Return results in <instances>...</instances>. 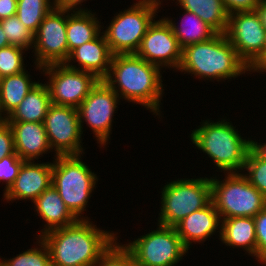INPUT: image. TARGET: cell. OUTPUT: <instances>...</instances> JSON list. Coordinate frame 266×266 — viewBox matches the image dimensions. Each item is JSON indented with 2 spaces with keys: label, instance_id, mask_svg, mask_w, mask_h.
I'll return each mask as SVG.
<instances>
[{
  "label": "cell",
  "instance_id": "cell-30",
  "mask_svg": "<svg viewBox=\"0 0 266 266\" xmlns=\"http://www.w3.org/2000/svg\"><path fill=\"white\" fill-rule=\"evenodd\" d=\"M41 247L29 249L22 254L17 255L15 258L4 260L6 266H52L50 253L46 244L41 240ZM44 252H43V251Z\"/></svg>",
  "mask_w": 266,
  "mask_h": 266
},
{
  "label": "cell",
  "instance_id": "cell-15",
  "mask_svg": "<svg viewBox=\"0 0 266 266\" xmlns=\"http://www.w3.org/2000/svg\"><path fill=\"white\" fill-rule=\"evenodd\" d=\"M135 54L148 63L159 67L164 64L178 70L182 60V49L166 19L155 21L149 26Z\"/></svg>",
  "mask_w": 266,
  "mask_h": 266
},
{
  "label": "cell",
  "instance_id": "cell-10",
  "mask_svg": "<svg viewBox=\"0 0 266 266\" xmlns=\"http://www.w3.org/2000/svg\"><path fill=\"white\" fill-rule=\"evenodd\" d=\"M225 35L249 68L266 51V31L256 11L230 14Z\"/></svg>",
  "mask_w": 266,
  "mask_h": 266
},
{
  "label": "cell",
  "instance_id": "cell-13",
  "mask_svg": "<svg viewBox=\"0 0 266 266\" xmlns=\"http://www.w3.org/2000/svg\"><path fill=\"white\" fill-rule=\"evenodd\" d=\"M51 149L56 155H80L81 127L78 110L70 106L51 104L44 120Z\"/></svg>",
  "mask_w": 266,
  "mask_h": 266
},
{
  "label": "cell",
  "instance_id": "cell-33",
  "mask_svg": "<svg viewBox=\"0 0 266 266\" xmlns=\"http://www.w3.org/2000/svg\"><path fill=\"white\" fill-rule=\"evenodd\" d=\"M25 161L18 155H10L0 160V180L6 181V190L13 185Z\"/></svg>",
  "mask_w": 266,
  "mask_h": 266
},
{
  "label": "cell",
  "instance_id": "cell-25",
  "mask_svg": "<svg viewBox=\"0 0 266 266\" xmlns=\"http://www.w3.org/2000/svg\"><path fill=\"white\" fill-rule=\"evenodd\" d=\"M36 84L37 82L31 83L25 71L2 77L0 79V116L4 111L8 116Z\"/></svg>",
  "mask_w": 266,
  "mask_h": 266
},
{
  "label": "cell",
  "instance_id": "cell-37",
  "mask_svg": "<svg viewBox=\"0 0 266 266\" xmlns=\"http://www.w3.org/2000/svg\"><path fill=\"white\" fill-rule=\"evenodd\" d=\"M18 0H0V20L16 15Z\"/></svg>",
  "mask_w": 266,
  "mask_h": 266
},
{
  "label": "cell",
  "instance_id": "cell-40",
  "mask_svg": "<svg viewBox=\"0 0 266 266\" xmlns=\"http://www.w3.org/2000/svg\"><path fill=\"white\" fill-rule=\"evenodd\" d=\"M256 12L258 13L263 27L266 31V0H261L260 4L256 8Z\"/></svg>",
  "mask_w": 266,
  "mask_h": 266
},
{
  "label": "cell",
  "instance_id": "cell-35",
  "mask_svg": "<svg viewBox=\"0 0 266 266\" xmlns=\"http://www.w3.org/2000/svg\"><path fill=\"white\" fill-rule=\"evenodd\" d=\"M10 155H17L14 147L13 131L8 122L3 119L0 121V160Z\"/></svg>",
  "mask_w": 266,
  "mask_h": 266
},
{
  "label": "cell",
  "instance_id": "cell-43",
  "mask_svg": "<svg viewBox=\"0 0 266 266\" xmlns=\"http://www.w3.org/2000/svg\"><path fill=\"white\" fill-rule=\"evenodd\" d=\"M138 4L151 5V6H154L156 8H158V6L160 5L158 0H141V1H138Z\"/></svg>",
  "mask_w": 266,
  "mask_h": 266
},
{
  "label": "cell",
  "instance_id": "cell-19",
  "mask_svg": "<svg viewBox=\"0 0 266 266\" xmlns=\"http://www.w3.org/2000/svg\"><path fill=\"white\" fill-rule=\"evenodd\" d=\"M219 219H221L220 215L211 202L206 207L186 216L174 228L183 245L189 249L190 241L200 242L210 237L219 226L218 224L221 222Z\"/></svg>",
  "mask_w": 266,
  "mask_h": 266
},
{
  "label": "cell",
  "instance_id": "cell-32",
  "mask_svg": "<svg viewBox=\"0 0 266 266\" xmlns=\"http://www.w3.org/2000/svg\"><path fill=\"white\" fill-rule=\"evenodd\" d=\"M94 266H136L132 254L125 247L114 242L101 255Z\"/></svg>",
  "mask_w": 266,
  "mask_h": 266
},
{
  "label": "cell",
  "instance_id": "cell-38",
  "mask_svg": "<svg viewBox=\"0 0 266 266\" xmlns=\"http://www.w3.org/2000/svg\"><path fill=\"white\" fill-rule=\"evenodd\" d=\"M83 0H54V7L64 10H72L77 4H80Z\"/></svg>",
  "mask_w": 266,
  "mask_h": 266
},
{
  "label": "cell",
  "instance_id": "cell-11",
  "mask_svg": "<svg viewBox=\"0 0 266 266\" xmlns=\"http://www.w3.org/2000/svg\"><path fill=\"white\" fill-rule=\"evenodd\" d=\"M50 77L47 83L51 103L78 108L99 79L92 73L68 68L65 64L42 67Z\"/></svg>",
  "mask_w": 266,
  "mask_h": 266
},
{
  "label": "cell",
  "instance_id": "cell-1",
  "mask_svg": "<svg viewBox=\"0 0 266 266\" xmlns=\"http://www.w3.org/2000/svg\"><path fill=\"white\" fill-rule=\"evenodd\" d=\"M87 219L41 235L52 266H94L117 239L114 233L97 229Z\"/></svg>",
  "mask_w": 266,
  "mask_h": 266
},
{
  "label": "cell",
  "instance_id": "cell-24",
  "mask_svg": "<svg viewBox=\"0 0 266 266\" xmlns=\"http://www.w3.org/2000/svg\"><path fill=\"white\" fill-rule=\"evenodd\" d=\"M186 11L193 12L218 34H225L229 14L222 0H177Z\"/></svg>",
  "mask_w": 266,
  "mask_h": 266
},
{
  "label": "cell",
  "instance_id": "cell-39",
  "mask_svg": "<svg viewBox=\"0 0 266 266\" xmlns=\"http://www.w3.org/2000/svg\"><path fill=\"white\" fill-rule=\"evenodd\" d=\"M251 149L262 159L266 160V144H259L251 140Z\"/></svg>",
  "mask_w": 266,
  "mask_h": 266
},
{
  "label": "cell",
  "instance_id": "cell-26",
  "mask_svg": "<svg viewBox=\"0 0 266 266\" xmlns=\"http://www.w3.org/2000/svg\"><path fill=\"white\" fill-rule=\"evenodd\" d=\"M185 15V20L189 19L188 22H190L191 26H184L185 24L183 25V23H181L183 25H181L182 28H178L175 26L176 24L173 23L172 20L170 21L168 18L166 19L171 25L174 36L177 38L178 44L181 49H184L185 47L192 44H197L199 42L212 39L217 34V32L212 27L206 24L193 12L185 10Z\"/></svg>",
  "mask_w": 266,
  "mask_h": 266
},
{
  "label": "cell",
  "instance_id": "cell-4",
  "mask_svg": "<svg viewBox=\"0 0 266 266\" xmlns=\"http://www.w3.org/2000/svg\"><path fill=\"white\" fill-rule=\"evenodd\" d=\"M237 132L225 120L216 123L206 121L192 131L191 139L196 147L213 159L219 169L236 173L237 169H244L251 149V140L242 139Z\"/></svg>",
  "mask_w": 266,
  "mask_h": 266
},
{
  "label": "cell",
  "instance_id": "cell-14",
  "mask_svg": "<svg viewBox=\"0 0 266 266\" xmlns=\"http://www.w3.org/2000/svg\"><path fill=\"white\" fill-rule=\"evenodd\" d=\"M119 96L103 80H99L88 96L77 108L80 127L82 119L88 122L101 145L109 138L112 116L116 109Z\"/></svg>",
  "mask_w": 266,
  "mask_h": 266
},
{
  "label": "cell",
  "instance_id": "cell-23",
  "mask_svg": "<svg viewBox=\"0 0 266 266\" xmlns=\"http://www.w3.org/2000/svg\"><path fill=\"white\" fill-rule=\"evenodd\" d=\"M74 14L67 15V30L66 37L68 42V57L70 52L95 39L100 35V26L97 18L90 11L85 10L73 11Z\"/></svg>",
  "mask_w": 266,
  "mask_h": 266
},
{
  "label": "cell",
  "instance_id": "cell-5",
  "mask_svg": "<svg viewBox=\"0 0 266 266\" xmlns=\"http://www.w3.org/2000/svg\"><path fill=\"white\" fill-rule=\"evenodd\" d=\"M223 180L210 178L211 200L220 218L255 217L266 207V197L248 180L246 175L230 173Z\"/></svg>",
  "mask_w": 266,
  "mask_h": 266
},
{
  "label": "cell",
  "instance_id": "cell-16",
  "mask_svg": "<svg viewBox=\"0 0 266 266\" xmlns=\"http://www.w3.org/2000/svg\"><path fill=\"white\" fill-rule=\"evenodd\" d=\"M52 182V164H34L25 161L13 185L4 192L6 200L31 199L35 200Z\"/></svg>",
  "mask_w": 266,
  "mask_h": 266
},
{
  "label": "cell",
  "instance_id": "cell-8",
  "mask_svg": "<svg viewBox=\"0 0 266 266\" xmlns=\"http://www.w3.org/2000/svg\"><path fill=\"white\" fill-rule=\"evenodd\" d=\"M158 8L134 3V6L120 12L103 33L113 55L135 54L142 38L153 23Z\"/></svg>",
  "mask_w": 266,
  "mask_h": 266
},
{
  "label": "cell",
  "instance_id": "cell-3",
  "mask_svg": "<svg viewBox=\"0 0 266 266\" xmlns=\"http://www.w3.org/2000/svg\"><path fill=\"white\" fill-rule=\"evenodd\" d=\"M181 69V70H180ZM180 71L192 73L199 78L226 79L250 71L225 34L192 44L182 49Z\"/></svg>",
  "mask_w": 266,
  "mask_h": 266
},
{
  "label": "cell",
  "instance_id": "cell-18",
  "mask_svg": "<svg viewBox=\"0 0 266 266\" xmlns=\"http://www.w3.org/2000/svg\"><path fill=\"white\" fill-rule=\"evenodd\" d=\"M14 137L16 154L31 161L51 149L44 122L7 121Z\"/></svg>",
  "mask_w": 266,
  "mask_h": 266
},
{
  "label": "cell",
  "instance_id": "cell-42",
  "mask_svg": "<svg viewBox=\"0 0 266 266\" xmlns=\"http://www.w3.org/2000/svg\"><path fill=\"white\" fill-rule=\"evenodd\" d=\"M7 46H9V42L0 24V49Z\"/></svg>",
  "mask_w": 266,
  "mask_h": 266
},
{
  "label": "cell",
  "instance_id": "cell-2",
  "mask_svg": "<svg viewBox=\"0 0 266 266\" xmlns=\"http://www.w3.org/2000/svg\"><path fill=\"white\" fill-rule=\"evenodd\" d=\"M159 68L136 54H117L113 55L109 73L103 81L118 96V91H121V96L123 95L125 100L142 104L158 115L163 90ZM111 71L115 78L112 77ZM116 83L119 90L115 86Z\"/></svg>",
  "mask_w": 266,
  "mask_h": 266
},
{
  "label": "cell",
  "instance_id": "cell-6",
  "mask_svg": "<svg viewBox=\"0 0 266 266\" xmlns=\"http://www.w3.org/2000/svg\"><path fill=\"white\" fill-rule=\"evenodd\" d=\"M52 163L51 185L66 207L77 218L84 211L97 176L80 160L79 155H58Z\"/></svg>",
  "mask_w": 266,
  "mask_h": 266
},
{
  "label": "cell",
  "instance_id": "cell-29",
  "mask_svg": "<svg viewBox=\"0 0 266 266\" xmlns=\"http://www.w3.org/2000/svg\"><path fill=\"white\" fill-rule=\"evenodd\" d=\"M244 169L249 172V175H246L249 182L266 197V160L250 149Z\"/></svg>",
  "mask_w": 266,
  "mask_h": 266
},
{
  "label": "cell",
  "instance_id": "cell-27",
  "mask_svg": "<svg viewBox=\"0 0 266 266\" xmlns=\"http://www.w3.org/2000/svg\"><path fill=\"white\" fill-rule=\"evenodd\" d=\"M49 3V0H18L16 15L35 34L45 16L54 8Z\"/></svg>",
  "mask_w": 266,
  "mask_h": 266
},
{
  "label": "cell",
  "instance_id": "cell-12",
  "mask_svg": "<svg viewBox=\"0 0 266 266\" xmlns=\"http://www.w3.org/2000/svg\"><path fill=\"white\" fill-rule=\"evenodd\" d=\"M66 12L68 10L54 7L34 34L33 47L39 69L52 64H65L68 59L67 16L64 15Z\"/></svg>",
  "mask_w": 266,
  "mask_h": 266
},
{
  "label": "cell",
  "instance_id": "cell-34",
  "mask_svg": "<svg viewBox=\"0 0 266 266\" xmlns=\"http://www.w3.org/2000/svg\"><path fill=\"white\" fill-rule=\"evenodd\" d=\"M256 258L266 264V207L255 217Z\"/></svg>",
  "mask_w": 266,
  "mask_h": 266
},
{
  "label": "cell",
  "instance_id": "cell-9",
  "mask_svg": "<svg viewBox=\"0 0 266 266\" xmlns=\"http://www.w3.org/2000/svg\"><path fill=\"white\" fill-rule=\"evenodd\" d=\"M158 229L125 246L136 266H174L188 251L174 227L159 224Z\"/></svg>",
  "mask_w": 266,
  "mask_h": 266
},
{
  "label": "cell",
  "instance_id": "cell-21",
  "mask_svg": "<svg viewBox=\"0 0 266 266\" xmlns=\"http://www.w3.org/2000/svg\"><path fill=\"white\" fill-rule=\"evenodd\" d=\"M51 104L48 86L38 82L4 119L6 121L44 122Z\"/></svg>",
  "mask_w": 266,
  "mask_h": 266
},
{
  "label": "cell",
  "instance_id": "cell-41",
  "mask_svg": "<svg viewBox=\"0 0 266 266\" xmlns=\"http://www.w3.org/2000/svg\"><path fill=\"white\" fill-rule=\"evenodd\" d=\"M254 71H265L266 70V51L261 56V58L250 68V70Z\"/></svg>",
  "mask_w": 266,
  "mask_h": 266
},
{
  "label": "cell",
  "instance_id": "cell-17",
  "mask_svg": "<svg viewBox=\"0 0 266 266\" xmlns=\"http://www.w3.org/2000/svg\"><path fill=\"white\" fill-rule=\"evenodd\" d=\"M113 54L109 48L104 34L95 39L74 48L65 63L68 68L81 70L94 74L99 80H103L109 73ZM77 59V60H76ZM71 60H76L82 69L70 65Z\"/></svg>",
  "mask_w": 266,
  "mask_h": 266
},
{
  "label": "cell",
  "instance_id": "cell-22",
  "mask_svg": "<svg viewBox=\"0 0 266 266\" xmlns=\"http://www.w3.org/2000/svg\"><path fill=\"white\" fill-rule=\"evenodd\" d=\"M220 238L229 246L243 247L256 257V230L254 217L222 219Z\"/></svg>",
  "mask_w": 266,
  "mask_h": 266
},
{
  "label": "cell",
  "instance_id": "cell-28",
  "mask_svg": "<svg viewBox=\"0 0 266 266\" xmlns=\"http://www.w3.org/2000/svg\"><path fill=\"white\" fill-rule=\"evenodd\" d=\"M0 24L9 45L28 49L34 43V34L19 20L17 15L0 20Z\"/></svg>",
  "mask_w": 266,
  "mask_h": 266
},
{
  "label": "cell",
  "instance_id": "cell-31",
  "mask_svg": "<svg viewBox=\"0 0 266 266\" xmlns=\"http://www.w3.org/2000/svg\"><path fill=\"white\" fill-rule=\"evenodd\" d=\"M21 47L9 45L0 49V77L18 74L24 71Z\"/></svg>",
  "mask_w": 266,
  "mask_h": 266
},
{
  "label": "cell",
  "instance_id": "cell-7",
  "mask_svg": "<svg viewBox=\"0 0 266 266\" xmlns=\"http://www.w3.org/2000/svg\"><path fill=\"white\" fill-rule=\"evenodd\" d=\"M161 199L159 224L174 227L192 212L212 202L210 179L197 178L168 183L163 188Z\"/></svg>",
  "mask_w": 266,
  "mask_h": 266
},
{
  "label": "cell",
  "instance_id": "cell-44",
  "mask_svg": "<svg viewBox=\"0 0 266 266\" xmlns=\"http://www.w3.org/2000/svg\"><path fill=\"white\" fill-rule=\"evenodd\" d=\"M0 266H6V264L3 261H0Z\"/></svg>",
  "mask_w": 266,
  "mask_h": 266
},
{
  "label": "cell",
  "instance_id": "cell-36",
  "mask_svg": "<svg viewBox=\"0 0 266 266\" xmlns=\"http://www.w3.org/2000/svg\"><path fill=\"white\" fill-rule=\"evenodd\" d=\"M228 14L256 11L261 0H222Z\"/></svg>",
  "mask_w": 266,
  "mask_h": 266
},
{
  "label": "cell",
  "instance_id": "cell-20",
  "mask_svg": "<svg viewBox=\"0 0 266 266\" xmlns=\"http://www.w3.org/2000/svg\"><path fill=\"white\" fill-rule=\"evenodd\" d=\"M33 202L38 214L48 224V228H44L45 230L42 233L70 226L78 220L66 207L53 185H50Z\"/></svg>",
  "mask_w": 266,
  "mask_h": 266
}]
</instances>
